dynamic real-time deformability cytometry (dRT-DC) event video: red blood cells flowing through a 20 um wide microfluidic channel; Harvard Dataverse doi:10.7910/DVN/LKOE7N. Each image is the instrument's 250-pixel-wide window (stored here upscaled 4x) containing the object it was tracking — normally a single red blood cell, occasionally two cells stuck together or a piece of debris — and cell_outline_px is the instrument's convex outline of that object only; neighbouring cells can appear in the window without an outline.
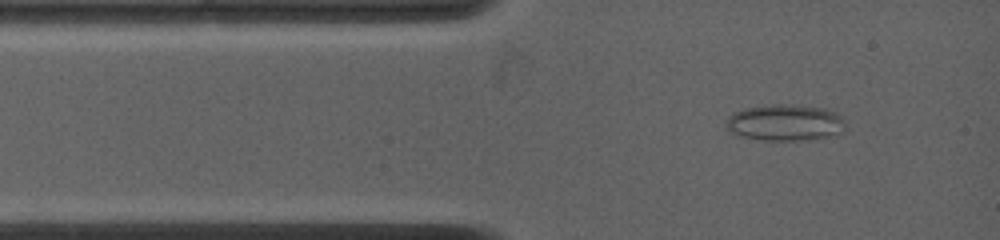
{"species": "common noctule bat (a hibernating species)", "species_latin": "Nyctalus noctula", "temperature_condition": "warm", "stored_images_in_passage": 74, "camera_frame_rate_fps": 4500, "um_per_image_px": 0.085, "animal": {"sex": "female", "body_mass_g": 19.0, "forearm_length_mm": 53.3}, "frame": {"image": 1, "passage_image": 5, "time_ms": 0.889, "image_size_px": [1000, 240], "cell_outline_px": [[844, 128], [836, 136], [812, 140], [760, 140], [732, 136], [728, 132], [724, 124], [728, 116], [744, 108], [772, 104], [784, 104], [824, 108], [836, 112], [844, 120]], "centroid_in_image_um": [66.68, 10.45], "position_along_channel_um": 18.3, "area_um2": 25.89}}
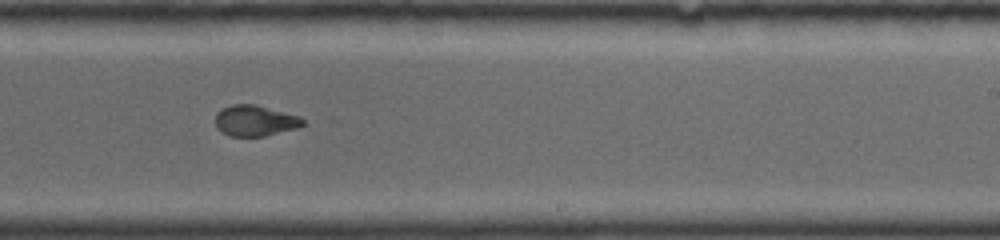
{"frame": {"image": 2, "passage_image": 36, "time_ms": 7.778, "image_size_px": [1000, 240], "cell_outline_px": [[304, 124], [300, 128], [264, 136], [228, 136], [220, 132], [216, 128], [216, 112], [220, 108], [232, 104], [256, 104], [300, 116], [304, 120]], "centroid_in_image_um": [21.67, 10.25], "position_along_channel_um": 267.3, "area_um2": 16.07}}
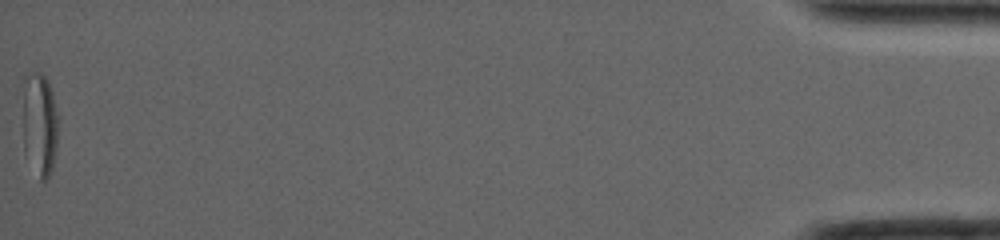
{"frame": {"image": 3, "passage_image": 74, "time_ms": 16.222, "image_size_px": [1000, 240], "cell_outline_px": [[60, 116], [56, 148], [52, 172], [44, 180], [40, 180], [24, 152], [24, 76], [32, 72], [40, 72], [48, 80]], "centroid_in_image_um": [3.41, 10.54], "position_along_channel_um": 431.8, "area_um2": 21.68}, "authors_computed_cell_mechanics": {"area_um2": 18.0336, "velocity_mm_per_s": 3.9131, "shape_relaxation_time_tau1_ms": null, "shape_relaxation_time_tau2_ms": 0.8378, "deformation_change_tau1": null, "deformation_change_tau2": 0.0522}}